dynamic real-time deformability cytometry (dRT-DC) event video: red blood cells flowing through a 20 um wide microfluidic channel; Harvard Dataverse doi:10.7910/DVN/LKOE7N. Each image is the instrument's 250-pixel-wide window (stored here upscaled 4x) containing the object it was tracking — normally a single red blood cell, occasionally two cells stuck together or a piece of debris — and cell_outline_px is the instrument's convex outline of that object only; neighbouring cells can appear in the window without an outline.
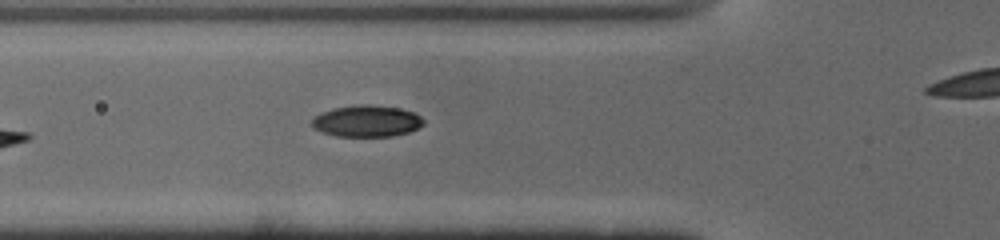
{"species": "common noctule bat (a hibernating species)", "species_latin": "Nyctalus noctula", "temperature_condition": "cold", "stored_images_in_passage": 29, "camera_frame_rate_fps": 3000, "um_per_image_px": 0.085, "animal": {"sex": "male", "body_mass_g": 19.0, "forearm_length_mm": 50.8}, "frame": {"image": 1, "passage_image": 5, "time_ms": 1.333, "image_size_px": [1000, 240], "cell_outline_px": [[424, 124], [408, 132], [392, 136], [336, 136], [324, 132], [316, 128], [312, 124], [312, 120], [320, 112], [332, 108], [360, 104], [368, 104], [400, 108], [412, 112], [420, 116], [424, 120]], "centroid_in_image_um": [31.18, 10.28], "position_along_channel_um": 94.6, "area_um2": 20.35}}
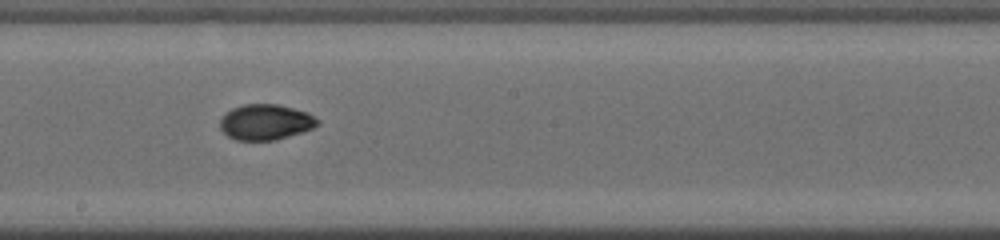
{"frame": {"image": 2, "passage_image": 15, "time_ms": 4.667, "image_size_px": [1000, 240], "cell_outline_px": [[320, 124], [312, 128], [276, 140], [236, 140], [228, 136], [220, 128], [220, 120], [232, 108], [244, 104], [276, 104], [308, 112], [320, 120]], "centroid_in_image_um": [22.59, 10.37], "position_along_channel_um": 225.6, "area_um2": 20.06}}
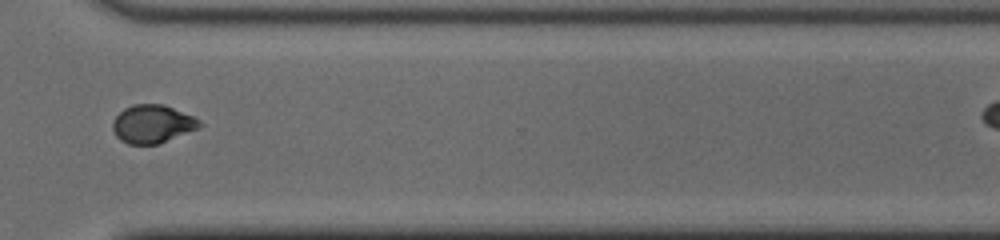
{"frame": {"image": 3, "passage_image": 25, "time_ms": 8.0, "image_size_px": [1000, 240], "cell_outline_px": [[204, 124], [196, 128], [160, 144], [128, 144], [120, 140], [116, 136], [112, 128], [112, 120], [124, 108], [132, 104], [164, 104], [192, 116], [200, 120]], "centroid_in_image_um": [12.92, 10.53], "position_along_channel_um": 357.7, "area_um2": 19.31}}